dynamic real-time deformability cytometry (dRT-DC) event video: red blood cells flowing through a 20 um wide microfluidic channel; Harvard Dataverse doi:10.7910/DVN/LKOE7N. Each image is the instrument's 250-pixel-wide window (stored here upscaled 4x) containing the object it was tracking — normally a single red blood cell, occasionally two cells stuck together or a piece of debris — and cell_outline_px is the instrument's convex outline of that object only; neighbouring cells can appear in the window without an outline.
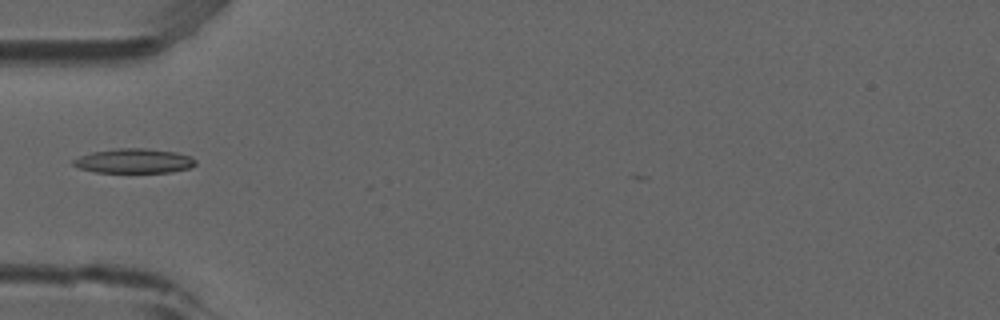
{"species": "common noctule bat (a hibernating species)", "species_latin": "Nyctalus noctula", "temperature_condition": "room temperature", "stored_images_in_passage": 4, "camera_frame_rate_fps": 3000, "um_per_image_px": 0.085, "animal": {"sex": "male", "forearm_length_mm": 52.5}, "frame": {"image": 1, "passage_image": 3, "time_ms": 0.667, "image_size_px": [1000, 320], "cell_outline_px": [[196, 164], [188, 168], [172, 172], [96, 172], [80, 168], [72, 164], [72, 160], [80, 156], [92, 152], [120, 148], [144, 148], [176, 152], [192, 156], [196, 160]], "centroid_in_image_um": [11.41, 13.67], "position_along_channel_um": 73.6, "area_um2": 17.4}}
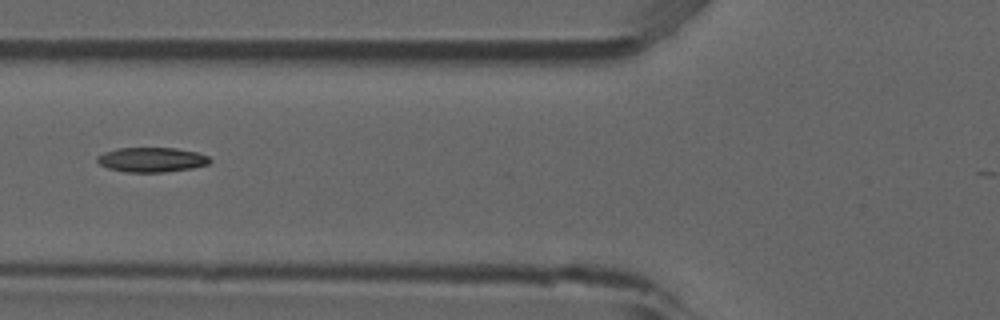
{"frame": {"image": 2, "passage_image": 4, "time_ms": 1.0, "image_size_px": [1000, 320], "cell_outline_px": [[212, 160], [208, 164], [192, 168], [164, 172], [124, 172], [108, 168], [100, 164], [96, 160], [96, 156], [104, 152], [116, 148], [176, 148], [196, 152], [208, 156]], "centroid_in_image_um": [12.87, 13.57], "position_along_channel_um": 112.9, "area_um2": 16.24}}